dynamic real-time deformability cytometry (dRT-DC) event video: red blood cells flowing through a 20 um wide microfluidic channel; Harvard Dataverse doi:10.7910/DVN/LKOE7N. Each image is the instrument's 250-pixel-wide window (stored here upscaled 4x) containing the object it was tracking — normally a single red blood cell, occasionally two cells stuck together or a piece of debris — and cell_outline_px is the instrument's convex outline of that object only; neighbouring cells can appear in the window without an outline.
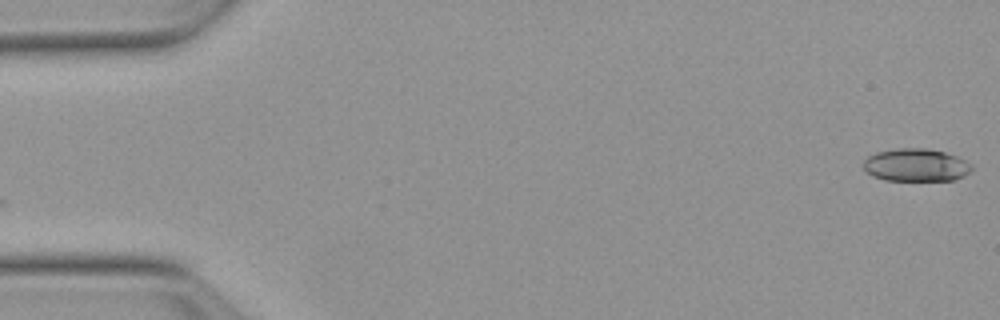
{"species": "Egyptian fruit bat (a non-hibernating species)", "species_latin": "Rousettus aegyptiacus", "temperature_condition": "warm", "stored_images_in_passage": 53, "camera_frame_rate_fps": 3000, "um_per_image_px": 0.085, "animal": {"sex": "female"}, "frame": {"image": 1, "passage_image": 1, "time_ms": 0.0, "image_size_px": [1000, 320], "cell_outline_px": [[972, 168], [964, 176], [952, 180], [884, 180], [872, 176], [864, 168], [864, 160], [868, 156], [876, 152], [896, 148], [924, 148], [944, 152], [956, 156], [972, 164]], "centroid_in_image_um": [77.84, 14.02], "position_along_channel_um": 7.2, "area_um2": 20.58}}
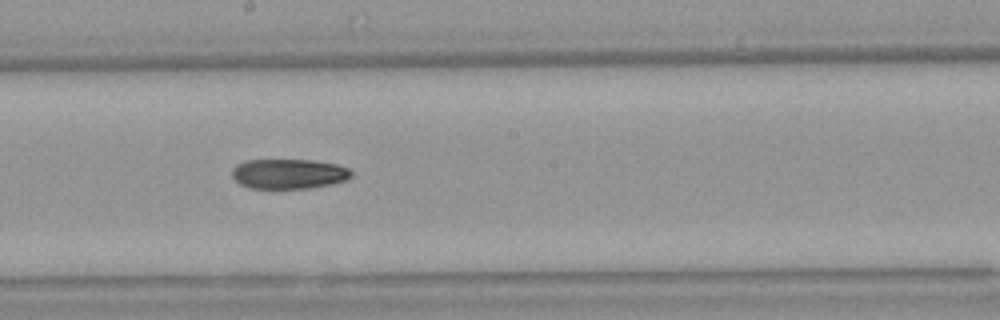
{"frame": {"image": 2, "passage_image": 29, "time_ms": 9.333, "image_size_px": [1000, 320], "cell_outline_px": [[352, 176], [348, 180], [332, 184], [308, 188], [248, 188], [240, 184], [232, 176], [232, 168], [236, 164], [244, 160], [312, 160], [336, 164], [348, 168], [352, 172]], "centroid_in_image_um": [24.54, 14.77], "position_along_channel_um": 223.7, "area_um2": 20.92}}
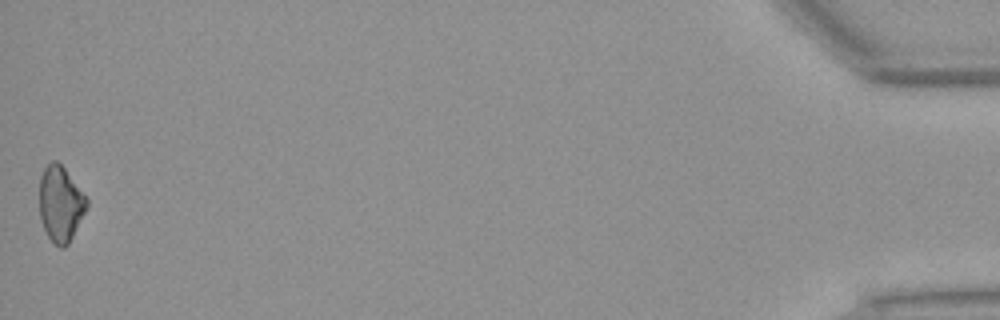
{"frame": {"image": 3, "passage_image": 53, "time_ms": 17.333, "image_size_px": [1000, 320], "cell_outline_px": [[88, 204], [68, 244], [64, 248], [60, 248], [48, 236], [44, 228], [40, 216], [40, 176], [44, 168], [52, 160], [56, 160], [64, 168], [88, 200]], "centroid_in_image_um": [5.12, 17.31], "position_along_channel_um": 430.1, "area_um2": 20.29}}